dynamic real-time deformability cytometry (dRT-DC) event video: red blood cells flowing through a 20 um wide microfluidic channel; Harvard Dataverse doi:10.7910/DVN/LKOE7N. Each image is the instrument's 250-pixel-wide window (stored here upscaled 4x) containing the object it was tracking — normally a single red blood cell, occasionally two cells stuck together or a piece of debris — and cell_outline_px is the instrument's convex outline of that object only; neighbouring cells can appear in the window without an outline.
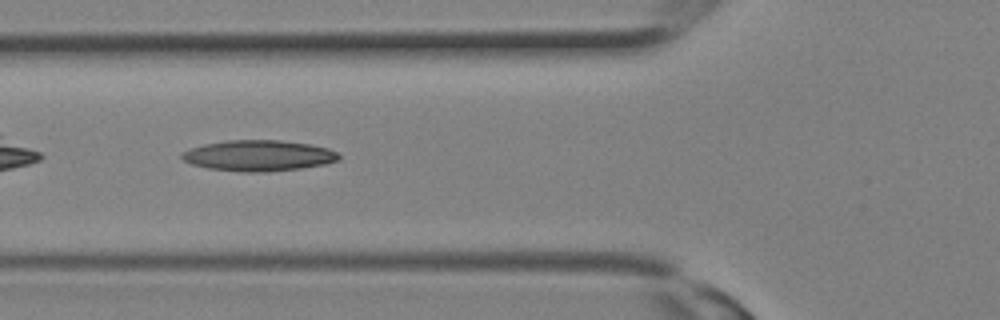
{"species": "Egyptian fruit bat (a non-hibernating species)", "species_latin": "Rousettus aegyptiacus", "temperature_condition": "room temperature", "stored_images_in_passage": 12, "camera_frame_rate_fps": 3000, "um_per_image_px": 0.085, "animal": {"sex": "female"}, "frame": {"image": 1, "passage_image": 7, "time_ms": 2.0, "image_size_px": [1000, 320], "cell_outline_px": [[340, 160], [324, 164], [300, 168], [268, 172], [244, 172], [208, 168], [192, 164], [184, 160], [180, 156], [184, 152], [192, 148], [204, 144], [228, 140], [280, 140], [312, 144], [328, 148], [336, 152], [340, 156]], "centroid_in_image_um": [22.01, 13.22], "position_along_channel_um": 103.8, "area_um2": 28.15}}
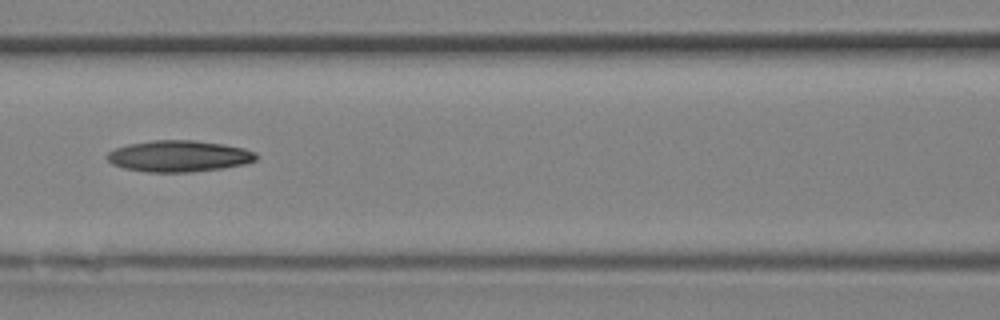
{"frame": {"image": 2, "passage_image": 9, "time_ms": 2.667, "image_size_px": [1000, 320], "cell_outline_px": [[260, 156], [256, 160], [244, 164], [224, 168], [192, 172], [148, 172], [124, 168], [112, 164], [104, 156], [108, 152], [116, 148], [128, 144], [156, 140], [192, 140], [224, 144], [244, 148], [256, 152]], "centroid_in_image_um": [15.23, 13.27], "position_along_channel_um": 151.4, "area_um2": 27.4}}
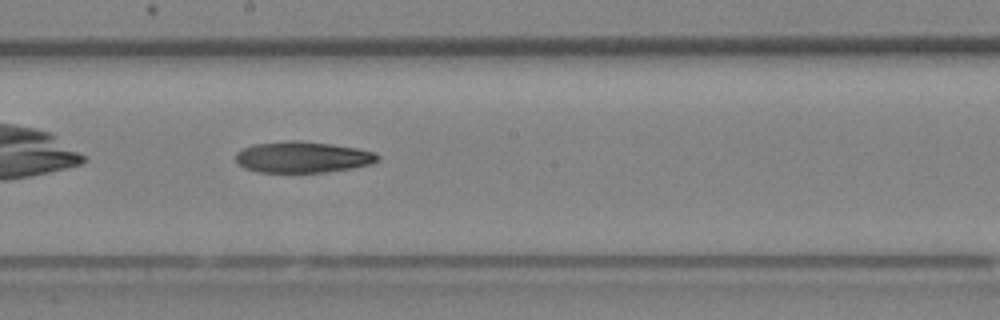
{"frame": {"image": 3, "passage_image": 12, "time_ms": 3.667, "image_size_px": [1000, 320], "cell_outline_px": [[380, 160], [372, 164], [352, 168], [324, 172], [256, 172], [244, 168], [236, 160], [236, 152], [252, 144], [288, 140], [300, 140], [332, 144], [356, 148], [376, 152], [380, 156]], "centroid_in_image_um": [25.74, 13.35], "position_along_channel_um": 222.5, "area_um2": 26.01}}